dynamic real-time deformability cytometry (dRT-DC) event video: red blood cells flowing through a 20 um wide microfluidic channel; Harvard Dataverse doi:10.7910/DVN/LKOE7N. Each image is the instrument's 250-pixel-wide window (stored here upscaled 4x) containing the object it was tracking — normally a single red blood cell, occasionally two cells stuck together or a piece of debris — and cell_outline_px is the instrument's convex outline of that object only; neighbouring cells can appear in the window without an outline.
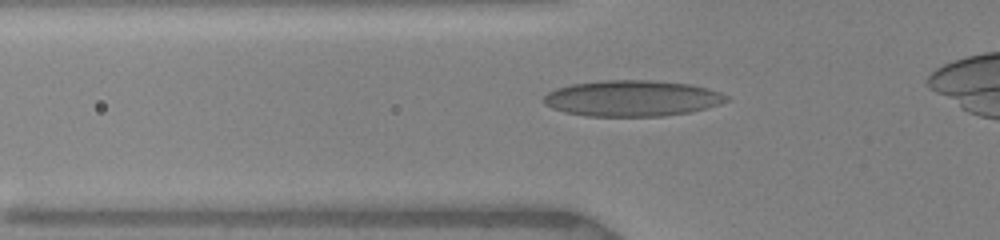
{"species": "human", "species_latin": "Homo sapiens", "temperature_condition": "warm", "stored_images_in_passage": 8, "camera_frame_rate_fps": 3000, "um_per_image_px": 0.085, "donor": {"sex": "female"}, "frame": {"image": 1, "passage_image": 6, "time_ms": 2.333, "image_size_px": [1000, 240], "cell_outline_px": [[728, 100], [720, 104], [692, 112], [664, 116], [584, 116], [564, 112], [552, 108], [544, 104], [540, 100], [548, 92], [556, 88], [572, 84], [600, 80], [652, 80], [692, 84], [708, 88], [720, 92], [728, 96]], "centroid_in_image_um": [53.71, 8.36], "position_along_channel_um": 72.1, "area_um2": 38.73}}